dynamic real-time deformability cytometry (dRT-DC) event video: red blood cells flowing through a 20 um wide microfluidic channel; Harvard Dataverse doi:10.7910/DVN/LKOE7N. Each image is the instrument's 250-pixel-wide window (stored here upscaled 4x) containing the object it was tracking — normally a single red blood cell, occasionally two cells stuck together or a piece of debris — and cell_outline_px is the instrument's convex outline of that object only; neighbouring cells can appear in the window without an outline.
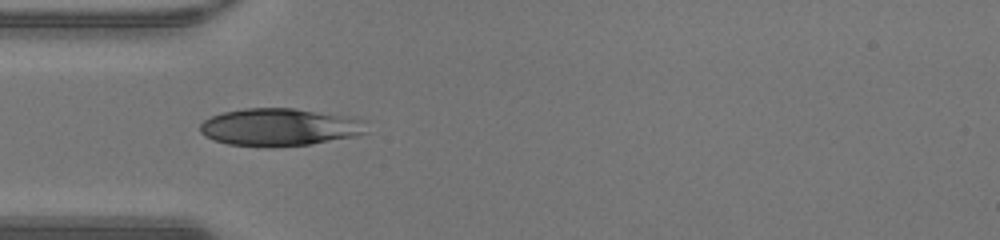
{"species": "human", "species_latin": "Homo sapiens", "temperature_condition": "warm", "stored_images_in_passage": 34, "camera_frame_rate_fps": 3000, "um_per_image_px": 0.085, "donor": {"sex": "male"}, "frame": {"image": 1, "passage_image": 1, "time_ms": 0.0, "image_size_px": [1000, 240], "cell_outline_px": [[368, 132], [356, 136], [312, 144], [272, 148], [268, 148], [228, 144], [204, 136], [200, 132], [200, 124], [204, 120], [212, 116], [224, 112], [244, 108], [292, 108], [344, 116], [360, 120]], "centroid_in_image_um": [23.71, 10.83], "position_along_channel_um": 61.3, "area_um2": 36.36}}
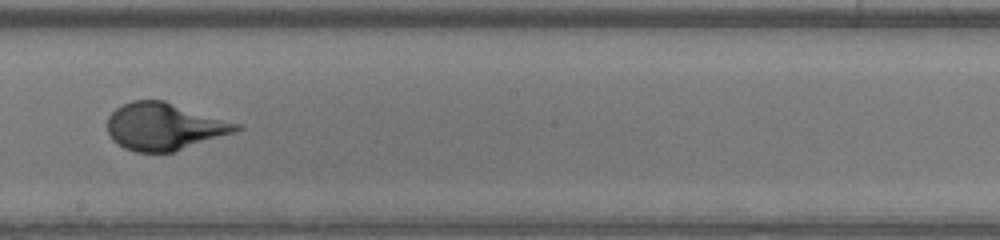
{"frame": {"image": 2, "passage_image": 13, "time_ms": 4.0, "image_size_px": [1000, 240], "cell_outline_px": [[244, 128], [236, 132], [172, 152], [136, 152], [124, 148], [112, 140], [108, 132], [108, 116], [120, 104], [132, 100], [164, 100], [244, 124]], "centroid_in_image_um": [14.0, 10.74], "position_along_channel_um": 234.2, "area_um2": 35.89}}
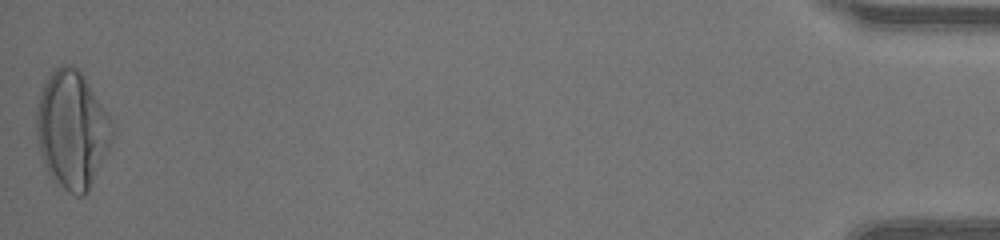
{"frame": {"image": 3, "passage_image": 34, "time_ms": 11.0, "image_size_px": [1000, 240], "cell_outline_px": [[112, 136], [92, 180], [84, 196], [76, 196], [68, 192], [48, 172], [40, 156], [36, 132], [36, 108], [40, 92], [48, 76], [60, 64], [72, 64], [84, 76], [112, 120]], "centroid_in_image_um": [6.08, 10.96], "position_along_channel_um": 429.1, "area_um2": 50.92}, "authors_computed_cell_mechanics": {"area_um2": 35.6626, "velocity_mm_per_s": 4.2982, "shape_relaxation_time_tau1_ms": 5.7024, "shape_relaxation_time_tau2_ms": null, "deformation_change_tau1": 0.2637, "deformation_change_tau2": null}}